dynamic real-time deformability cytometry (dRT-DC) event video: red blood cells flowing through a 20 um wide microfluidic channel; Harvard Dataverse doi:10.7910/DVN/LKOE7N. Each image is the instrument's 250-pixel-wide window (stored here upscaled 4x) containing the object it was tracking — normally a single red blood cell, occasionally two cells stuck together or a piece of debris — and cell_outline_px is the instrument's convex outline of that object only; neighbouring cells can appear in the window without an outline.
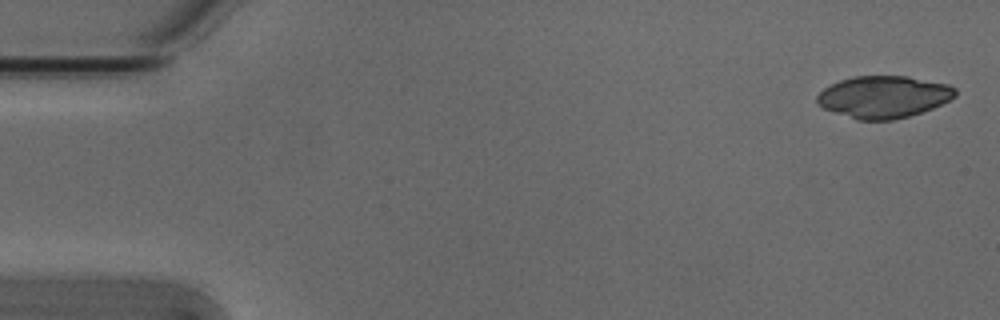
{"species": "Egyptian fruit bat (a non-hibernating species)", "species_latin": "Rousettus aegyptiacus", "temperature_condition": "cold", "stored_images_in_passage": 4, "camera_frame_rate_fps": 3000, "um_per_image_px": 0.085, "animal": {"sex": "male"}, "frame": {"image": 1, "passage_image": 1, "time_ms": 0.0, "image_size_px": [1000, 320], "cell_outline_px": [[956, 96], [932, 108], [908, 116], [892, 120], [856, 120], [824, 108], [816, 104], [816, 96], [824, 88], [840, 80], [856, 76], [908, 76], [948, 84], [956, 88]], "centroid_in_image_um": [75.09, 8.23], "position_along_channel_um": 9.9, "area_um2": 33.76}}